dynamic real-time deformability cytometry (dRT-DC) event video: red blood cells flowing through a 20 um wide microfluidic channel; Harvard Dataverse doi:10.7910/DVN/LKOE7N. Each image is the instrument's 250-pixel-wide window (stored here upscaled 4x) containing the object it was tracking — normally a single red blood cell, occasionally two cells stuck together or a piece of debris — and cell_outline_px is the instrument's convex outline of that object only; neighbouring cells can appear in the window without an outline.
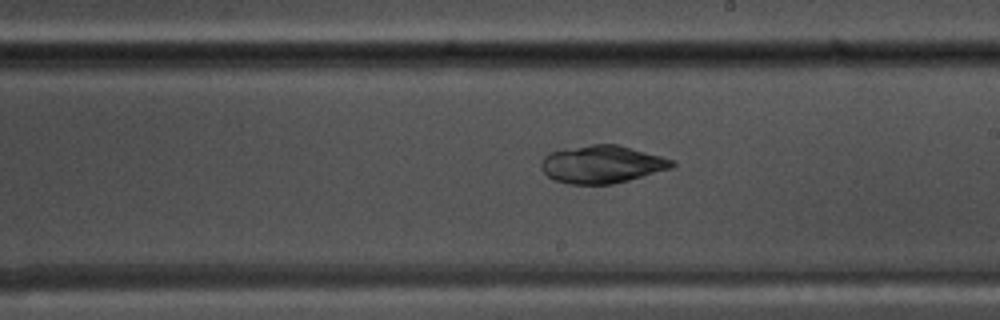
{"species": "common noctule bat (a hibernating species)", "species_latin": "Nyctalus noctula", "temperature_condition": "warm", "stored_images_in_passage": 47, "camera_frame_rate_fps": 3000, "um_per_image_px": 0.085, "animal": {"sex": "male", "body_mass_g": 17.5, "forearm_length_mm": 52.3}, "frame": {"image": 1, "passage_image": 27, "time_ms": 8.667, "image_size_px": [1000, 320], "cell_outline_px": [[676, 164], [672, 168], [628, 180], [612, 184], [572, 184], [556, 180], [548, 176], [540, 168], [540, 160], [548, 152], [592, 144], [616, 144], [660, 156], [672, 160]], "centroid_in_image_um": [51.13, 13.96], "position_along_channel_um": 237.9, "area_um2": 28.5}}